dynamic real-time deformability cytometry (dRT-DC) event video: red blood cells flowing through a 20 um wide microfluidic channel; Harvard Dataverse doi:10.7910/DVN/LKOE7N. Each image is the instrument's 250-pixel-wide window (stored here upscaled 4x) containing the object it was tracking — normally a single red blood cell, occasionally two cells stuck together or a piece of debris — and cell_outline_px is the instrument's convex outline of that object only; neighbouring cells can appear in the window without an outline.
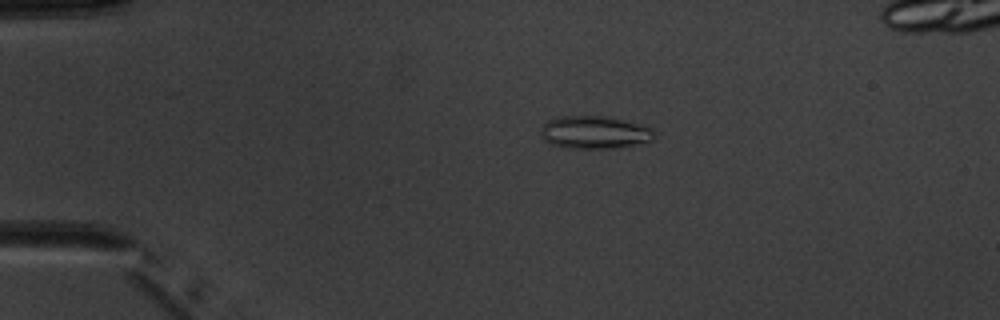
{"species": "common noctule bat (a hibernating species)", "species_latin": "Nyctalus noctula", "temperature_condition": "warm", "stored_images_in_passage": 6, "camera_frame_rate_fps": 3000, "um_per_image_px": 0.085, "animal": {"sex": "male", "body_mass_g": 20.1, "forearm_length_mm": 53.5}, "frame": {"image": 1, "passage_image": 6, "time_ms": 6.667, "image_size_px": [1000, 320], "cell_outline_px": [[656, 136], [652, 140], [612, 148], [568, 148], [552, 144], [544, 140], [540, 136], [540, 132], [544, 124], [548, 120], [560, 116], [604, 116], [644, 124], [652, 128]], "centroid_in_image_um": [50.53, 11.24], "position_along_channel_um": 34.5, "area_um2": 21.62}}